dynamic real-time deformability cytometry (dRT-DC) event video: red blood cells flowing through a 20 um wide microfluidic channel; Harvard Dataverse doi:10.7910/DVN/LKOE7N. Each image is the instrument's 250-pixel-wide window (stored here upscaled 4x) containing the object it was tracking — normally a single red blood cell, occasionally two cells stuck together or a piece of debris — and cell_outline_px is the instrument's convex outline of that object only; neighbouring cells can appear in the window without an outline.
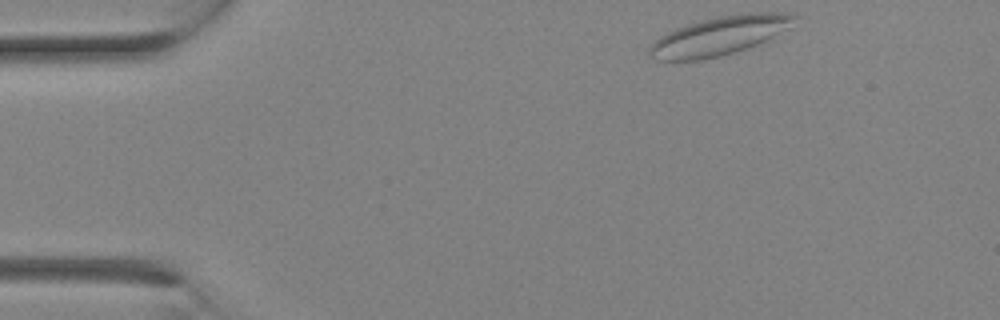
{"species": "Egyptian fruit bat (a non-hibernating species)", "species_latin": "Rousettus aegyptiacus", "temperature_condition": "room temperature", "stored_images_in_passage": 10, "camera_frame_rate_fps": 3000, "um_per_image_px": 0.085, "animal": {"sex": "female"}, "frame": {"image": 1, "passage_image": 1, "time_ms": 0.0, "image_size_px": [1000, 320], "cell_outline_px": [[796, 16], [788, 28], [756, 44], [720, 56], [704, 60], [656, 60], [648, 56], [648, 48], [660, 36], [676, 28], [700, 20], [720, 16], [748, 12], [784, 12]], "centroid_in_image_um": [61.08, 3.04], "position_along_channel_um": 23.9, "area_um2": 32.19}}
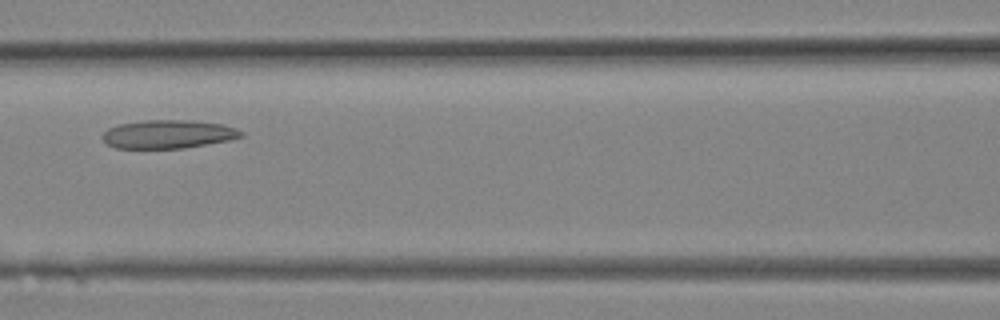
{"frame": {"image": 2, "passage_image": 9, "time_ms": 2.667, "image_size_px": [1000, 320], "cell_outline_px": [[244, 136], [228, 140], [208, 144], [184, 148], [116, 148], [108, 144], [100, 136], [108, 128], [120, 124], [144, 120], [192, 120], [224, 124], [236, 128], [244, 132]], "centroid_in_image_um": [14.32, 11.4], "position_along_channel_um": 152.3, "area_um2": 23.06}}